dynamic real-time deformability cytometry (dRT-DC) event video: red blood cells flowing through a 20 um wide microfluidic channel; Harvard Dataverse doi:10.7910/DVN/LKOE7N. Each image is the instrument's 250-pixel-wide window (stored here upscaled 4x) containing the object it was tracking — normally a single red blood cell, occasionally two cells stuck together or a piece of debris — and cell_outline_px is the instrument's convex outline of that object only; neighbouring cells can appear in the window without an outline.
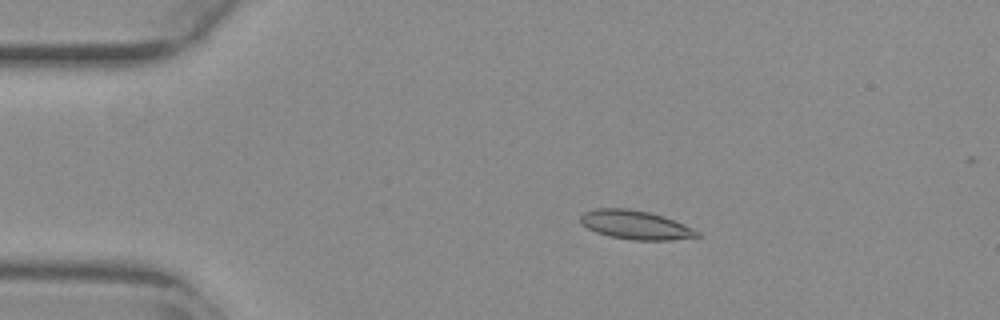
{"species": "common noctule bat (a hibernating species)", "species_latin": "Nyctalus noctula", "temperature_condition": "warm", "stored_images_in_passage": 54, "camera_frame_rate_fps": 3000, "um_per_image_px": 0.085, "animal": {"sex": "female", "body_mass_g": 29.2, "forearm_length_mm": 56.3}, "frame": {"image": 1, "passage_image": 11, "time_ms": 3.333, "image_size_px": [1000, 320], "cell_outline_px": [[704, 236], [672, 240], [632, 240], [608, 236], [596, 232], [580, 224], [580, 216], [584, 212], [596, 208], [628, 208], [648, 212], [664, 216], [684, 224], [700, 232]], "centroid_in_image_um": [54.02, 19.12], "position_along_channel_um": 31.0, "area_um2": 19.83}}
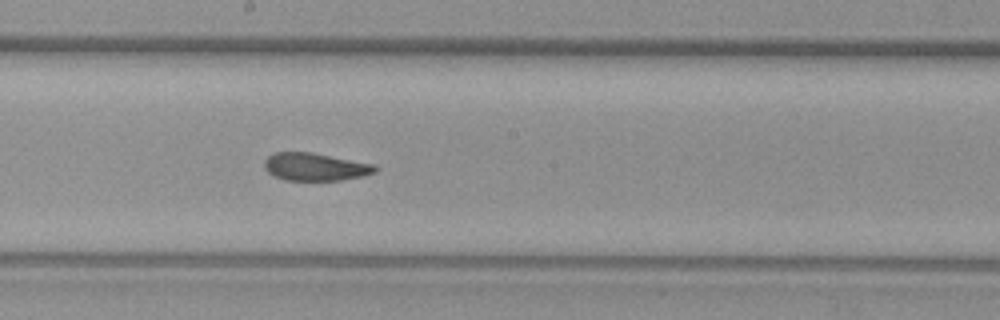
{"frame": {"image": 2, "passage_image": 30, "time_ms": 9.667, "image_size_px": [1000, 320], "cell_outline_px": [[380, 168], [376, 172], [364, 176], [340, 180], [284, 180], [272, 176], [264, 168], [264, 160], [268, 156], [276, 152], [312, 152], [376, 164]], "centroid_in_image_um": [26.82, 14.18], "position_along_channel_um": 221.4, "area_um2": 18.21}}
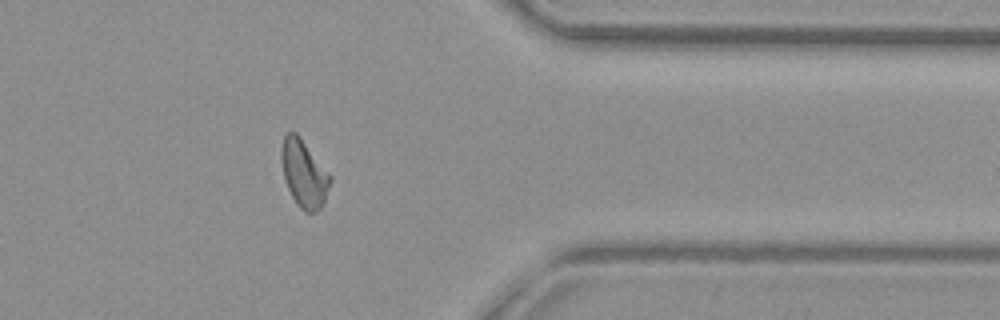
{"frame": {"image": 3, "passage_image": 44, "time_ms": 14.333, "image_size_px": [1000, 320], "cell_outline_px": [[332, 180], [324, 204], [316, 212], [304, 212], [296, 204], [284, 180], [280, 160], [280, 148], [284, 136], [288, 132], [296, 132], [332, 176]], "centroid_in_image_um": [25.83, 14.77], "position_along_channel_um": 385.6, "area_um2": 19.42}, "authors_computed_cell_mechanics": {"area_um2": 18.9873, "velocity_mm_per_s": 3.8564, "shape_relaxation_time_tau1_ms": 6.4114, "shape_relaxation_time_tau2_ms": 1.6241, "deformation_change_tau1": 0.1918, "deformation_change_tau2": 0.0788}}